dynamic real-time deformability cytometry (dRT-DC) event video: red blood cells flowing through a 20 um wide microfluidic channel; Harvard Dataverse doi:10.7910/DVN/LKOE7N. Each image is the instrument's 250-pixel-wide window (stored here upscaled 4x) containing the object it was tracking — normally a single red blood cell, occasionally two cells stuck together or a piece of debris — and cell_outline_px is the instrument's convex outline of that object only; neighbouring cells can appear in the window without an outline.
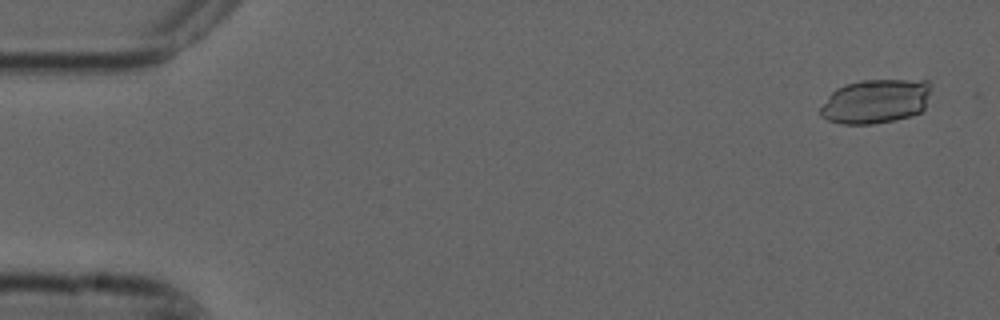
{"species": "common noctule bat (a hibernating species)", "species_latin": "Nyctalus noctula", "temperature_condition": "cold", "stored_images_in_passage": 4, "camera_frame_rate_fps": 3000, "um_per_image_px": 0.085, "animal": {"sex": "male", "forearm_length_mm": 52.5}, "frame": {"image": 1, "passage_image": 1, "time_ms": 0.0, "image_size_px": [1000, 320], "cell_outline_px": [[932, 88], [924, 108], [920, 112], [912, 116], [896, 120], [872, 124], [840, 124], [828, 120], [820, 116], [820, 108], [828, 96], [836, 88], [844, 84], [860, 80], [928, 80], [932, 84]], "centroid_in_image_um": [74.44, 8.61], "position_along_channel_um": 10.6, "area_um2": 28.96}}